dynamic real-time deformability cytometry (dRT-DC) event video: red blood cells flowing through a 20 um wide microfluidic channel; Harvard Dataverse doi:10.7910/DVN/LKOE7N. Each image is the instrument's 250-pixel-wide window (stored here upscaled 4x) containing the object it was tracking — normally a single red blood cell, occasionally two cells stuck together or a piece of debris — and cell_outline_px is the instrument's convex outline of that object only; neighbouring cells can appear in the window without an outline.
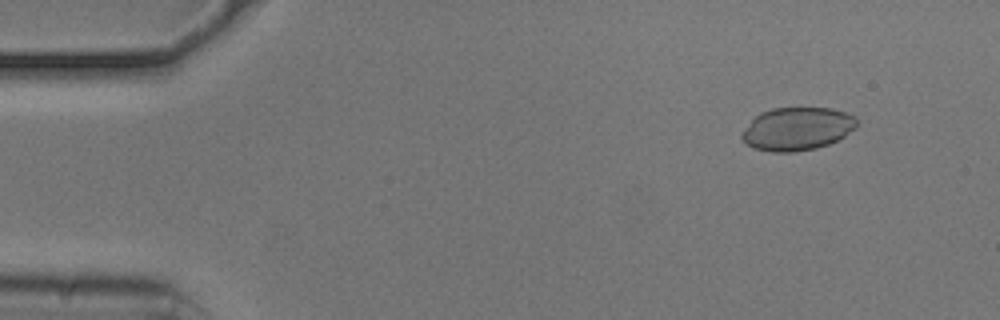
{"species": "common noctule bat (a hibernating species)", "species_latin": "Nyctalus noctula", "temperature_condition": "cold", "stored_images_in_passage": 49, "camera_frame_rate_fps": 3000, "um_per_image_px": 0.085, "animal": {"sex": "male", "body_mass_g": 20.5, "forearm_length_mm": 52.5}, "frame": {"image": 1, "passage_image": 1, "time_ms": 0.0, "image_size_px": [1000, 320], "cell_outline_px": [[856, 128], [844, 136], [828, 144], [816, 148], [792, 152], [772, 152], [752, 148], [740, 136], [740, 132], [760, 112], [772, 108], [832, 108], [856, 116]], "centroid_in_image_um": [67.74, 10.95], "position_along_channel_um": 17.3, "area_um2": 28.84}}
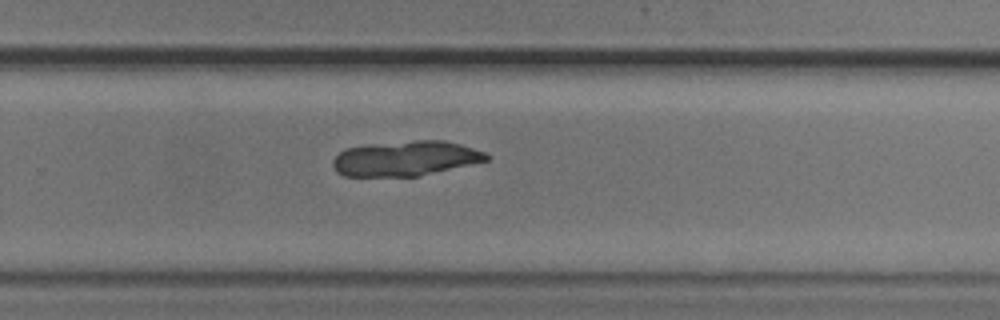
{"frame": {"image": 2, "passage_image": 31, "time_ms": 10.0, "image_size_px": [1000, 320], "cell_outline_px": [[492, 156], [488, 160], [420, 176], [344, 176], [336, 172], [332, 164], [332, 160], [344, 148], [364, 144], [416, 140], [444, 140], [460, 144], [484, 152]], "centroid_in_image_um": [34.44, 13.46], "position_along_channel_um": 295.4, "area_um2": 31.56}}
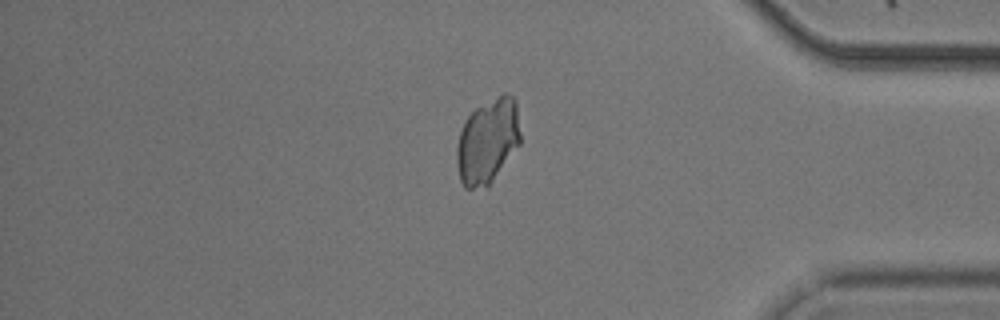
{"frame": {"image": 3, "passage_image": 41, "time_ms": 13.333, "image_size_px": [1000, 320], "cell_outline_px": [[520, 144], [488, 188], [464, 188], [460, 180], [456, 160], [456, 148], [460, 132], [468, 116], [476, 108], [504, 92], [508, 92], [516, 100], [520, 132]], "centroid_in_image_um": [41.46, 12.02], "position_along_channel_um": 393.7, "area_um2": 31.73}}